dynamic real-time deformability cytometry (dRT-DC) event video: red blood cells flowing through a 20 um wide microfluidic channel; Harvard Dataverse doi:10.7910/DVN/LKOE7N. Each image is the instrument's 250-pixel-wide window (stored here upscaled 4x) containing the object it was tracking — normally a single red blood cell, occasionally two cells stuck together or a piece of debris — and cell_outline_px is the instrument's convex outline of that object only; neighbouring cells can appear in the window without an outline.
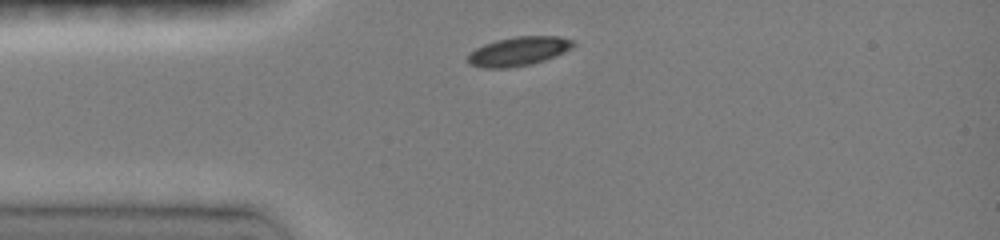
{"species": "common noctule bat (a hibernating species)", "species_latin": "Nyctalus noctula", "temperature_condition": "room temperature", "stored_images_in_passage": 2, "camera_frame_rate_fps": 3000, "um_per_image_px": 0.085, "animal": {"sex": "female", "body_mass_g": 19.0, "forearm_length_mm": 51.5}, "frame": {"image": 1, "passage_image": 1, "time_ms": 0.0, "image_size_px": [1000, 240], "cell_outline_px": [[576, 44], [572, 48], [556, 56], [532, 64], [508, 68], [484, 68], [472, 64], [468, 60], [468, 52], [484, 44], [496, 40], [516, 36], [560, 36], [572, 40]], "centroid_in_image_um": [44.09, 4.35], "position_along_channel_um": 40.9, "area_um2": 17.86}}